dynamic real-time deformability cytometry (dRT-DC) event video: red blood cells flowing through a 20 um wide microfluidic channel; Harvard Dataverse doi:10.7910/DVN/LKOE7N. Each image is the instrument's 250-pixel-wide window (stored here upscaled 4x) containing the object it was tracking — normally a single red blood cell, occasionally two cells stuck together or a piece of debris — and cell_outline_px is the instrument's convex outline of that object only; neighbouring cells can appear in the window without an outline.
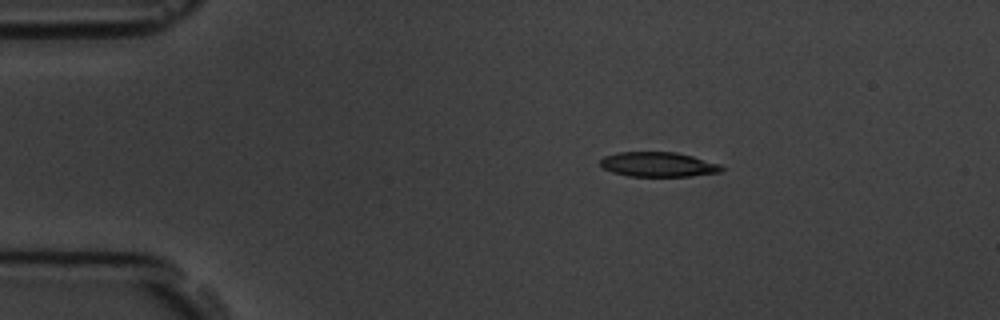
{"species": "common noctule bat (a hibernating species)", "species_latin": "Nyctalus noctula", "temperature_condition": "room temperature", "stored_images_in_passage": 4, "camera_frame_rate_fps": 3000, "um_per_image_px": 0.085, "animal": {"sex": "male", "body_mass_g": 19.5, "forearm_length_mm": 54.6}, "frame": {"image": 1, "passage_image": 2, "time_ms": 1.0, "image_size_px": [1000, 320], "cell_outline_px": [[724, 168], [720, 172], [688, 176], [628, 176], [612, 172], [604, 168], [600, 164], [600, 160], [604, 156], [620, 152], [676, 152], [692, 156], [720, 164]], "centroid_in_image_um": [55.94, 13.97], "position_along_channel_um": 29.1, "area_um2": 17.34}}
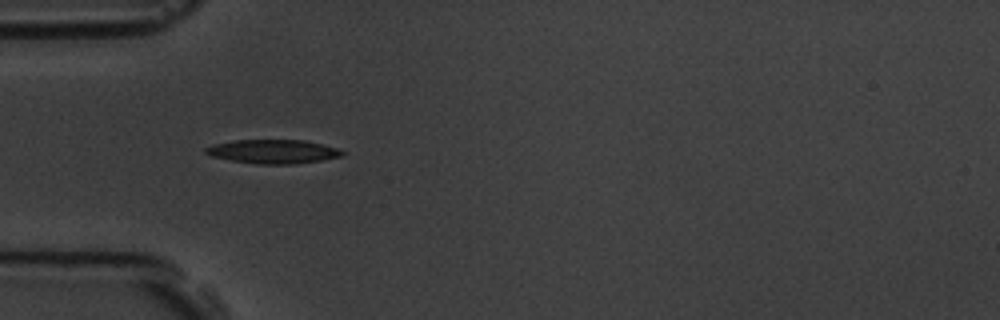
{"frame": {"image": 2, "passage_image": 4, "time_ms": 3.333, "image_size_px": [1000, 320], "cell_outline_px": [[344, 156], [296, 164], [256, 164], [232, 160], [212, 156], [204, 152], [204, 148], [216, 144], [232, 140], [304, 140], [336, 148], [344, 152]], "centroid_in_image_um": [23.21, 12.88], "position_along_channel_um": 61.8, "area_um2": 18.84}}